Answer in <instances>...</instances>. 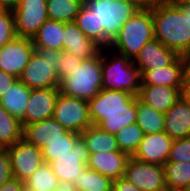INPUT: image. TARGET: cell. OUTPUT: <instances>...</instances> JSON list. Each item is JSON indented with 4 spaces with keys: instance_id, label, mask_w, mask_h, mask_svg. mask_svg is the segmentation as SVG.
Masks as SVG:
<instances>
[{
    "instance_id": "cell-14",
    "label": "cell",
    "mask_w": 190,
    "mask_h": 191,
    "mask_svg": "<svg viewBox=\"0 0 190 191\" xmlns=\"http://www.w3.org/2000/svg\"><path fill=\"white\" fill-rule=\"evenodd\" d=\"M59 88L32 89L25 109L22 127L53 117Z\"/></svg>"
},
{
    "instance_id": "cell-45",
    "label": "cell",
    "mask_w": 190,
    "mask_h": 191,
    "mask_svg": "<svg viewBox=\"0 0 190 191\" xmlns=\"http://www.w3.org/2000/svg\"><path fill=\"white\" fill-rule=\"evenodd\" d=\"M181 96L190 105V81H184Z\"/></svg>"
},
{
    "instance_id": "cell-15",
    "label": "cell",
    "mask_w": 190,
    "mask_h": 191,
    "mask_svg": "<svg viewBox=\"0 0 190 191\" xmlns=\"http://www.w3.org/2000/svg\"><path fill=\"white\" fill-rule=\"evenodd\" d=\"M173 140L164 131L144 135L133 158L147 163L164 165L167 162Z\"/></svg>"
},
{
    "instance_id": "cell-31",
    "label": "cell",
    "mask_w": 190,
    "mask_h": 191,
    "mask_svg": "<svg viewBox=\"0 0 190 191\" xmlns=\"http://www.w3.org/2000/svg\"><path fill=\"white\" fill-rule=\"evenodd\" d=\"M25 188L32 191H54L59 180L53 173L49 163L44 162L37 170L24 181Z\"/></svg>"
},
{
    "instance_id": "cell-13",
    "label": "cell",
    "mask_w": 190,
    "mask_h": 191,
    "mask_svg": "<svg viewBox=\"0 0 190 191\" xmlns=\"http://www.w3.org/2000/svg\"><path fill=\"white\" fill-rule=\"evenodd\" d=\"M34 51L32 39L16 36L0 48V70L19 78Z\"/></svg>"
},
{
    "instance_id": "cell-28",
    "label": "cell",
    "mask_w": 190,
    "mask_h": 191,
    "mask_svg": "<svg viewBox=\"0 0 190 191\" xmlns=\"http://www.w3.org/2000/svg\"><path fill=\"white\" fill-rule=\"evenodd\" d=\"M82 5L83 0H47L48 19L74 22Z\"/></svg>"
},
{
    "instance_id": "cell-44",
    "label": "cell",
    "mask_w": 190,
    "mask_h": 191,
    "mask_svg": "<svg viewBox=\"0 0 190 191\" xmlns=\"http://www.w3.org/2000/svg\"><path fill=\"white\" fill-rule=\"evenodd\" d=\"M20 0H0V9L13 11L17 8Z\"/></svg>"
},
{
    "instance_id": "cell-8",
    "label": "cell",
    "mask_w": 190,
    "mask_h": 191,
    "mask_svg": "<svg viewBox=\"0 0 190 191\" xmlns=\"http://www.w3.org/2000/svg\"><path fill=\"white\" fill-rule=\"evenodd\" d=\"M53 118L67 131L77 134L93 125L87 101L61 92L55 104Z\"/></svg>"
},
{
    "instance_id": "cell-38",
    "label": "cell",
    "mask_w": 190,
    "mask_h": 191,
    "mask_svg": "<svg viewBox=\"0 0 190 191\" xmlns=\"http://www.w3.org/2000/svg\"><path fill=\"white\" fill-rule=\"evenodd\" d=\"M10 156L7 148L0 150V186L12 178Z\"/></svg>"
},
{
    "instance_id": "cell-21",
    "label": "cell",
    "mask_w": 190,
    "mask_h": 191,
    "mask_svg": "<svg viewBox=\"0 0 190 191\" xmlns=\"http://www.w3.org/2000/svg\"><path fill=\"white\" fill-rule=\"evenodd\" d=\"M183 82V62L180 55L168 66L146 70L141 74V85L182 87Z\"/></svg>"
},
{
    "instance_id": "cell-7",
    "label": "cell",
    "mask_w": 190,
    "mask_h": 191,
    "mask_svg": "<svg viewBox=\"0 0 190 191\" xmlns=\"http://www.w3.org/2000/svg\"><path fill=\"white\" fill-rule=\"evenodd\" d=\"M61 51L35 48L19 80L32 89L59 88L58 55Z\"/></svg>"
},
{
    "instance_id": "cell-40",
    "label": "cell",
    "mask_w": 190,
    "mask_h": 191,
    "mask_svg": "<svg viewBox=\"0 0 190 191\" xmlns=\"http://www.w3.org/2000/svg\"><path fill=\"white\" fill-rule=\"evenodd\" d=\"M18 78L0 70V98L11 88Z\"/></svg>"
},
{
    "instance_id": "cell-11",
    "label": "cell",
    "mask_w": 190,
    "mask_h": 191,
    "mask_svg": "<svg viewBox=\"0 0 190 191\" xmlns=\"http://www.w3.org/2000/svg\"><path fill=\"white\" fill-rule=\"evenodd\" d=\"M7 151L10 156L12 176L20 181H26L44 163L42 150L24 138L8 147Z\"/></svg>"
},
{
    "instance_id": "cell-35",
    "label": "cell",
    "mask_w": 190,
    "mask_h": 191,
    "mask_svg": "<svg viewBox=\"0 0 190 191\" xmlns=\"http://www.w3.org/2000/svg\"><path fill=\"white\" fill-rule=\"evenodd\" d=\"M12 11L0 9V48L16 37Z\"/></svg>"
},
{
    "instance_id": "cell-19",
    "label": "cell",
    "mask_w": 190,
    "mask_h": 191,
    "mask_svg": "<svg viewBox=\"0 0 190 191\" xmlns=\"http://www.w3.org/2000/svg\"><path fill=\"white\" fill-rule=\"evenodd\" d=\"M182 87L163 85H141L138 99L165 114L181 97Z\"/></svg>"
},
{
    "instance_id": "cell-1",
    "label": "cell",
    "mask_w": 190,
    "mask_h": 191,
    "mask_svg": "<svg viewBox=\"0 0 190 191\" xmlns=\"http://www.w3.org/2000/svg\"><path fill=\"white\" fill-rule=\"evenodd\" d=\"M152 18L156 40L178 55L190 51V0H163Z\"/></svg>"
},
{
    "instance_id": "cell-4",
    "label": "cell",
    "mask_w": 190,
    "mask_h": 191,
    "mask_svg": "<svg viewBox=\"0 0 190 191\" xmlns=\"http://www.w3.org/2000/svg\"><path fill=\"white\" fill-rule=\"evenodd\" d=\"M102 50L94 57L84 59L60 81V92L66 96L90 100L102 90Z\"/></svg>"
},
{
    "instance_id": "cell-29",
    "label": "cell",
    "mask_w": 190,
    "mask_h": 191,
    "mask_svg": "<svg viewBox=\"0 0 190 191\" xmlns=\"http://www.w3.org/2000/svg\"><path fill=\"white\" fill-rule=\"evenodd\" d=\"M163 170L165 186L183 191L190 184V161L166 162Z\"/></svg>"
},
{
    "instance_id": "cell-25",
    "label": "cell",
    "mask_w": 190,
    "mask_h": 191,
    "mask_svg": "<svg viewBox=\"0 0 190 191\" xmlns=\"http://www.w3.org/2000/svg\"><path fill=\"white\" fill-rule=\"evenodd\" d=\"M80 135L85 140L89 154L119 150L115 135L101 130L98 126H89Z\"/></svg>"
},
{
    "instance_id": "cell-34",
    "label": "cell",
    "mask_w": 190,
    "mask_h": 191,
    "mask_svg": "<svg viewBox=\"0 0 190 191\" xmlns=\"http://www.w3.org/2000/svg\"><path fill=\"white\" fill-rule=\"evenodd\" d=\"M82 32L96 42V21L95 15L84 4L81 6L74 21Z\"/></svg>"
},
{
    "instance_id": "cell-3",
    "label": "cell",
    "mask_w": 190,
    "mask_h": 191,
    "mask_svg": "<svg viewBox=\"0 0 190 191\" xmlns=\"http://www.w3.org/2000/svg\"><path fill=\"white\" fill-rule=\"evenodd\" d=\"M83 4L95 15L96 43L108 48L120 28L138 8L129 0H83Z\"/></svg>"
},
{
    "instance_id": "cell-47",
    "label": "cell",
    "mask_w": 190,
    "mask_h": 191,
    "mask_svg": "<svg viewBox=\"0 0 190 191\" xmlns=\"http://www.w3.org/2000/svg\"><path fill=\"white\" fill-rule=\"evenodd\" d=\"M158 191H181L179 189H175L173 187H168V186H164L163 188H161L160 190Z\"/></svg>"
},
{
    "instance_id": "cell-6",
    "label": "cell",
    "mask_w": 190,
    "mask_h": 191,
    "mask_svg": "<svg viewBox=\"0 0 190 191\" xmlns=\"http://www.w3.org/2000/svg\"><path fill=\"white\" fill-rule=\"evenodd\" d=\"M107 49L102 48V89L128 92L138 96L141 87L140 70L133 60L117 52L109 59L110 53L106 54L104 51Z\"/></svg>"
},
{
    "instance_id": "cell-43",
    "label": "cell",
    "mask_w": 190,
    "mask_h": 191,
    "mask_svg": "<svg viewBox=\"0 0 190 191\" xmlns=\"http://www.w3.org/2000/svg\"><path fill=\"white\" fill-rule=\"evenodd\" d=\"M180 56L183 62L184 81H190V51Z\"/></svg>"
},
{
    "instance_id": "cell-30",
    "label": "cell",
    "mask_w": 190,
    "mask_h": 191,
    "mask_svg": "<svg viewBox=\"0 0 190 191\" xmlns=\"http://www.w3.org/2000/svg\"><path fill=\"white\" fill-rule=\"evenodd\" d=\"M113 180L87 166L79 172L78 179L73 183L80 191H112Z\"/></svg>"
},
{
    "instance_id": "cell-39",
    "label": "cell",
    "mask_w": 190,
    "mask_h": 191,
    "mask_svg": "<svg viewBox=\"0 0 190 191\" xmlns=\"http://www.w3.org/2000/svg\"><path fill=\"white\" fill-rule=\"evenodd\" d=\"M112 191H141L133 183H130L125 177H119L113 180Z\"/></svg>"
},
{
    "instance_id": "cell-20",
    "label": "cell",
    "mask_w": 190,
    "mask_h": 191,
    "mask_svg": "<svg viewBox=\"0 0 190 191\" xmlns=\"http://www.w3.org/2000/svg\"><path fill=\"white\" fill-rule=\"evenodd\" d=\"M164 132L172 140L190 136V105L182 96L164 114Z\"/></svg>"
},
{
    "instance_id": "cell-10",
    "label": "cell",
    "mask_w": 190,
    "mask_h": 191,
    "mask_svg": "<svg viewBox=\"0 0 190 191\" xmlns=\"http://www.w3.org/2000/svg\"><path fill=\"white\" fill-rule=\"evenodd\" d=\"M88 157L85 140L79 135L74 140L72 151L69 154L54 156L49 165L59 182L74 183L79 177V172L87 166Z\"/></svg>"
},
{
    "instance_id": "cell-48",
    "label": "cell",
    "mask_w": 190,
    "mask_h": 191,
    "mask_svg": "<svg viewBox=\"0 0 190 191\" xmlns=\"http://www.w3.org/2000/svg\"><path fill=\"white\" fill-rule=\"evenodd\" d=\"M183 191H190V184Z\"/></svg>"
},
{
    "instance_id": "cell-9",
    "label": "cell",
    "mask_w": 190,
    "mask_h": 191,
    "mask_svg": "<svg viewBox=\"0 0 190 191\" xmlns=\"http://www.w3.org/2000/svg\"><path fill=\"white\" fill-rule=\"evenodd\" d=\"M12 13L16 35L32 39L48 20L47 0H20Z\"/></svg>"
},
{
    "instance_id": "cell-17",
    "label": "cell",
    "mask_w": 190,
    "mask_h": 191,
    "mask_svg": "<svg viewBox=\"0 0 190 191\" xmlns=\"http://www.w3.org/2000/svg\"><path fill=\"white\" fill-rule=\"evenodd\" d=\"M63 51L82 60L96 56L102 47L89 39L75 22L64 23Z\"/></svg>"
},
{
    "instance_id": "cell-32",
    "label": "cell",
    "mask_w": 190,
    "mask_h": 191,
    "mask_svg": "<svg viewBox=\"0 0 190 191\" xmlns=\"http://www.w3.org/2000/svg\"><path fill=\"white\" fill-rule=\"evenodd\" d=\"M115 137L119 150L133 156L144 138V132L135 122L121 128Z\"/></svg>"
},
{
    "instance_id": "cell-36",
    "label": "cell",
    "mask_w": 190,
    "mask_h": 191,
    "mask_svg": "<svg viewBox=\"0 0 190 191\" xmlns=\"http://www.w3.org/2000/svg\"><path fill=\"white\" fill-rule=\"evenodd\" d=\"M190 161V136L173 140L167 162Z\"/></svg>"
},
{
    "instance_id": "cell-2",
    "label": "cell",
    "mask_w": 190,
    "mask_h": 191,
    "mask_svg": "<svg viewBox=\"0 0 190 191\" xmlns=\"http://www.w3.org/2000/svg\"><path fill=\"white\" fill-rule=\"evenodd\" d=\"M87 103L92 124L107 133L115 135L137 120V96L128 92L102 89Z\"/></svg>"
},
{
    "instance_id": "cell-26",
    "label": "cell",
    "mask_w": 190,
    "mask_h": 191,
    "mask_svg": "<svg viewBox=\"0 0 190 191\" xmlns=\"http://www.w3.org/2000/svg\"><path fill=\"white\" fill-rule=\"evenodd\" d=\"M23 138L21 121L0 104V147L8 148Z\"/></svg>"
},
{
    "instance_id": "cell-12",
    "label": "cell",
    "mask_w": 190,
    "mask_h": 191,
    "mask_svg": "<svg viewBox=\"0 0 190 191\" xmlns=\"http://www.w3.org/2000/svg\"><path fill=\"white\" fill-rule=\"evenodd\" d=\"M141 191H158L165 186L163 166L139 161L130 156L124 176Z\"/></svg>"
},
{
    "instance_id": "cell-5",
    "label": "cell",
    "mask_w": 190,
    "mask_h": 191,
    "mask_svg": "<svg viewBox=\"0 0 190 191\" xmlns=\"http://www.w3.org/2000/svg\"><path fill=\"white\" fill-rule=\"evenodd\" d=\"M152 39H154L152 10H138L120 28L108 49H116L117 53L134 60L140 49Z\"/></svg>"
},
{
    "instance_id": "cell-37",
    "label": "cell",
    "mask_w": 190,
    "mask_h": 191,
    "mask_svg": "<svg viewBox=\"0 0 190 191\" xmlns=\"http://www.w3.org/2000/svg\"><path fill=\"white\" fill-rule=\"evenodd\" d=\"M82 62V59L73 56L67 51H61L58 55V68L57 74L61 81L64 77L68 76L77 65Z\"/></svg>"
},
{
    "instance_id": "cell-46",
    "label": "cell",
    "mask_w": 190,
    "mask_h": 191,
    "mask_svg": "<svg viewBox=\"0 0 190 191\" xmlns=\"http://www.w3.org/2000/svg\"><path fill=\"white\" fill-rule=\"evenodd\" d=\"M77 188L72 182H59L57 189L54 191H76Z\"/></svg>"
},
{
    "instance_id": "cell-41",
    "label": "cell",
    "mask_w": 190,
    "mask_h": 191,
    "mask_svg": "<svg viewBox=\"0 0 190 191\" xmlns=\"http://www.w3.org/2000/svg\"><path fill=\"white\" fill-rule=\"evenodd\" d=\"M24 181L12 177L0 186V191H24Z\"/></svg>"
},
{
    "instance_id": "cell-16",
    "label": "cell",
    "mask_w": 190,
    "mask_h": 191,
    "mask_svg": "<svg viewBox=\"0 0 190 191\" xmlns=\"http://www.w3.org/2000/svg\"><path fill=\"white\" fill-rule=\"evenodd\" d=\"M179 55L165 47L155 38L148 41L133 60L142 74L146 70L162 68L170 65Z\"/></svg>"
},
{
    "instance_id": "cell-23",
    "label": "cell",
    "mask_w": 190,
    "mask_h": 191,
    "mask_svg": "<svg viewBox=\"0 0 190 191\" xmlns=\"http://www.w3.org/2000/svg\"><path fill=\"white\" fill-rule=\"evenodd\" d=\"M64 22L48 19L32 37L34 48L63 51Z\"/></svg>"
},
{
    "instance_id": "cell-42",
    "label": "cell",
    "mask_w": 190,
    "mask_h": 191,
    "mask_svg": "<svg viewBox=\"0 0 190 191\" xmlns=\"http://www.w3.org/2000/svg\"><path fill=\"white\" fill-rule=\"evenodd\" d=\"M139 10H152L163 0H129Z\"/></svg>"
},
{
    "instance_id": "cell-33",
    "label": "cell",
    "mask_w": 190,
    "mask_h": 191,
    "mask_svg": "<svg viewBox=\"0 0 190 191\" xmlns=\"http://www.w3.org/2000/svg\"><path fill=\"white\" fill-rule=\"evenodd\" d=\"M80 134L67 131L61 136V139L49 140L47 146L42 149L44 162H51L54 160V156H61L69 154L72 151L74 140Z\"/></svg>"
},
{
    "instance_id": "cell-49",
    "label": "cell",
    "mask_w": 190,
    "mask_h": 191,
    "mask_svg": "<svg viewBox=\"0 0 190 191\" xmlns=\"http://www.w3.org/2000/svg\"><path fill=\"white\" fill-rule=\"evenodd\" d=\"M24 191H32V190L25 188Z\"/></svg>"
},
{
    "instance_id": "cell-18",
    "label": "cell",
    "mask_w": 190,
    "mask_h": 191,
    "mask_svg": "<svg viewBox=\"0 0 190 191\" xmlns=\"http://www.w3.org/2000/svg\"><path fill=\"white\" fill-rule=\"evenodd\" d=\"M130 156L120 150L89 154L87 167L112 180L124 176Z\"/></svg>"
},
{
    "instance_id": "cell-24",
    "label": "cell",
    "mask_w": 190,
    "mask_h": 191,
    "mask_svg": "<svg viewBox=\"0 0 190 191\" xmlns=\"http://www.w3.org/2000/svg\"><path fill=\"white\" fill-rule=\"evenodd\" d=\"M31 90L17 79L0 98V104L15 118L23 120Z\"/></svg>"
},
{
    "instance_id": "cell-27",
    "label": "cell",
    "mask_w": 190,
    "mask_h": 191,
    "mask_svg": "<svg viewBox=\"0 0 190 191\" xmlns=\"http://www.w3.org/2000/svg\"><path fill=\"white\" fill-rule=\"evenodd\" d=\"M136 124L142 129L144 135L163 132L164 114L147 106L141 102L137 96Z\"/></svg>"
},
{
    "instance_id": "cell-22",
    "label": "cell",
    "mask_w": 190,
    "mask_h": 191,
    "mask_svg": "<svg viewBox=\"0 0 190 191\" xmlns=\"http://www.w3.org/2000/svg\"><path fill=\"white\" fill-rule=\"evenodd\" d=\"M66 132L67 130L52 117L25 125L23 127V138L42 150L47 146L49 140L61 139V136Z\"/></svg>"
}]
</instances>
